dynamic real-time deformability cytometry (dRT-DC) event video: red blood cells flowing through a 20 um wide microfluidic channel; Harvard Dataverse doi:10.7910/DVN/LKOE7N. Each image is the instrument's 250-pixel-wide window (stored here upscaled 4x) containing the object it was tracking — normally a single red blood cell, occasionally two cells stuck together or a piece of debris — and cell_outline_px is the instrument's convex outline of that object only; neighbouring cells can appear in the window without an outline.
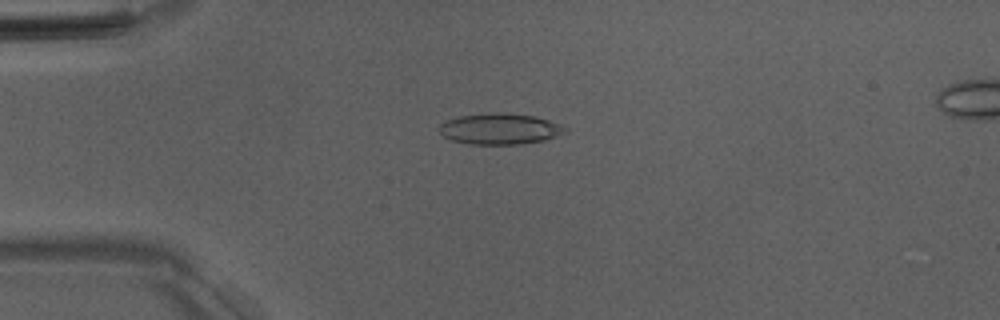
{"species": "Egyptian fruit bat (a non-hibernating species)", "species_latin": "Rousettus aegyptiacus", "temperature_condition": "room temperature", "stored_images_in_passage": 52, "camera_frame_rate_fps": 3000, "um_per_image_px": 0.085, "animal": {"sex": "male"}, "frame": {"image": 1, "passage_image": 14, "time_ms": 4.333, "image_size_px": [1000, 320], "cell_outline_px": [[568, 128], [564, 132], [556, 136], [544, 140], [524, 144], [468, 144], [452, 140], [444, 136], [440, 132], [440, 124], [448, 120], [460, 116], [488, 112], [504, 112], [536, 116], [548, 120]], "centroid_in_image_um": [42.49, 10.95], "position_along_channel_um": 42.5, "area_um2": 22.72}}
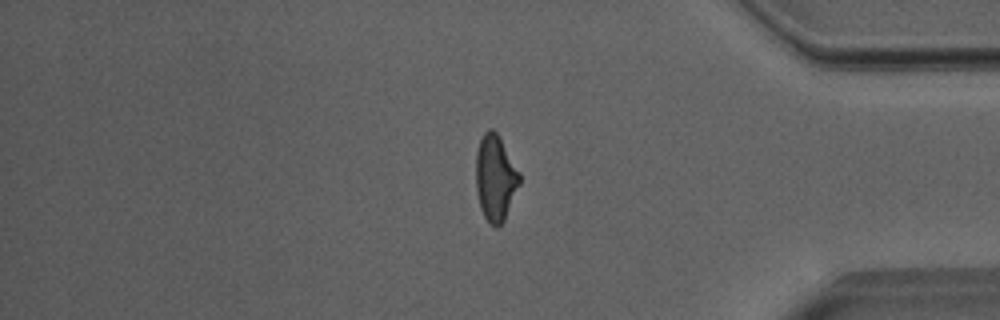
{"frame": {"image": 2, "passage_image": 44, "time_ms": 14.333, "image_size_px": [1000, 320], "cell_outline_px": [[520, 184], [504, 220], [496, 228], [484, 216], [480, 208], [476, 188], [476, 152], [480, 140], [484, 132], [488, 128], [492, 128], [500, 136], [520, 172]], "centroid_in_image_um": [42.11, 15.08], "position_along_channel_um": 393.1, "area_um2": 21.91}}
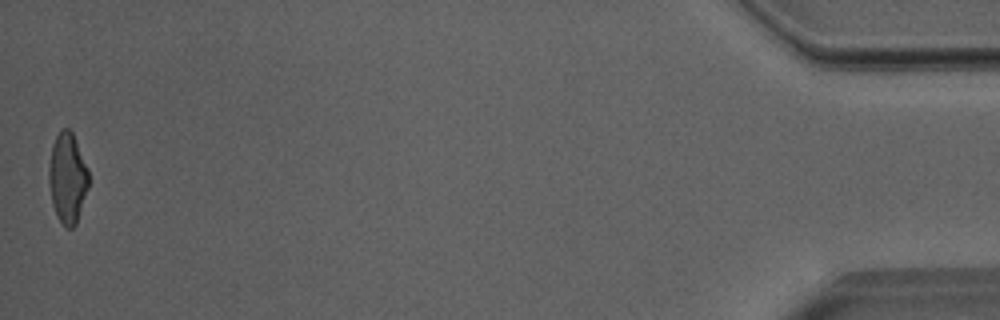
{"frame": {"image": 3, "passage_image": 52, "time_ms": 17.0, "image_size_px": [1000, 320], "cell_outline_px": [[88, 188], [76, 224], [72, 228], [64, 228], [56, 216], [52, 204], [48, 180], [48, 168], [52, 144], [60, 128], [68, 128], [72, 132], [88, 168]], "centroid_in_image_um": [5.72, 15.14], "position_along_channel_um": 429.5, "area_um2": 21.15}, "authors_computed_cell_mechanics": {"area_um2": 22.1374, "velocity_mm_per_s": 4.0224, "shape_relaxation_time_tau1_ms": 4.9325, "shape_relaxation_time_tau2_ms": 1.3704, "deformation_change_tau1": 0.1841, "deformation_change_tau2": 0.0936}}